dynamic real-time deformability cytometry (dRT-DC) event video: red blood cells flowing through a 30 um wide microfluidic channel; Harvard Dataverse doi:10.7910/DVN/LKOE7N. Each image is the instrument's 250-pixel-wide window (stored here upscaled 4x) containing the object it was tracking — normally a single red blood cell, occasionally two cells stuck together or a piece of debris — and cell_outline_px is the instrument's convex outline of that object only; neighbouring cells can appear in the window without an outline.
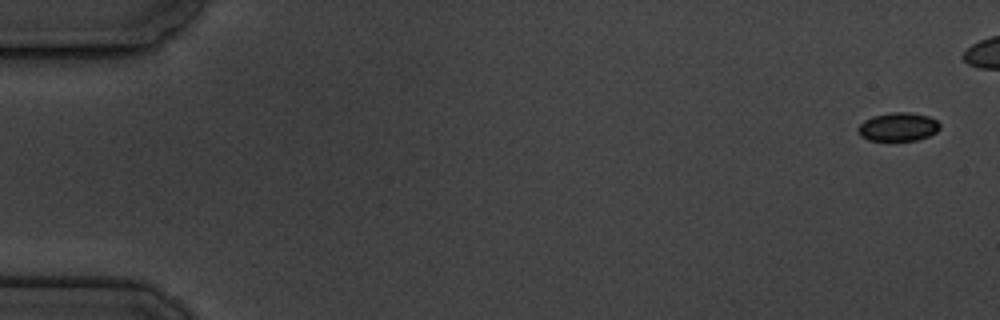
{"species": "common noctule bat (a hibernating species)", "species_latin": "Nyctalus noctula", "temperature_condition": "cold", "stored_images_in_passage": 5, "segment_of_instrument_passage": [2, 2], "camera_frame_rate_fps": 3000, "um_per_image_px": 0.085, "animal": {"sex": "male", "body_mass_g": 19.5, "forearm_length_mm": 54.6}, "frame": {"image": 1, "passage_image": 5, "time_ms": 5.667, "image_size_px": [1000, 320], "cell_outline_px": [[940, 128], [936, 132], [928, 136], [916, 140], [868, 140], [860, 136], [856, 128], [864, 120], [872, 116], [892, 112], [908, 112], [928, 116], [936, 120], [940, 124]], "centroid_in_image_um": [76.32, 10.78], "position_along_channel_um": 8.7, "area_um2": 13.58}}